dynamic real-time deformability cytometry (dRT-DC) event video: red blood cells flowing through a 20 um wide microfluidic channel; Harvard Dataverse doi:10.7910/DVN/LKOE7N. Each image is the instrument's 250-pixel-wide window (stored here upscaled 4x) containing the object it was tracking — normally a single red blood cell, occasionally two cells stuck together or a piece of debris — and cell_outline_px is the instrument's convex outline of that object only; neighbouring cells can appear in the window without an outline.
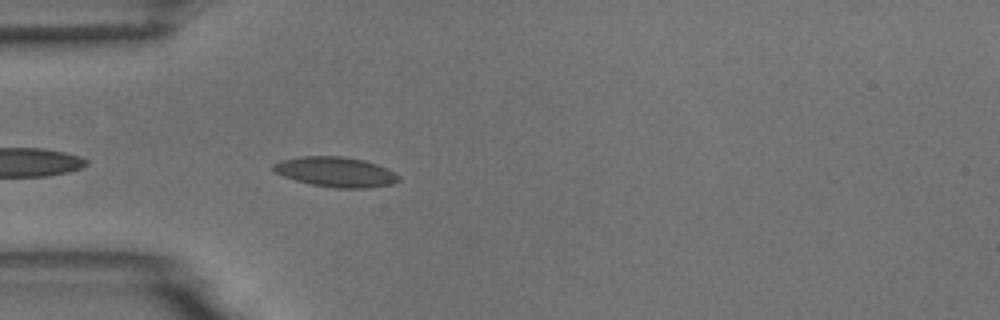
{"species": "common noctule bat (a hibernating species)", "species_latin": "Nyctalus noctula", "temperature_condition": "room temperature", "stored_images_in_passage": 11, "camera_frame_rate_fps": 3000, "um_per_image_px": 0.085, "animal": {"sex": "male", "body_mass_g": 18.8}, "frame": {"image": 1, "passage_image": 1, "time_ms": 0.0, "image_size_px": [1000, 320], "cell_outline_px": [[400, 180], [392, 184], [368, 188], [336, 188], [312, 184], [296, 180], [284, 176], [276, 172], [272, 168], [272, 164], [280, 160], [300, 156], [340, 156], [364, 160], [388, 168], [396, 172], [400, 176]], "centroid_in_image_um": [28.56, 14.61], "position_along_channel_um": 56.4, "area_um2": 21.96}}
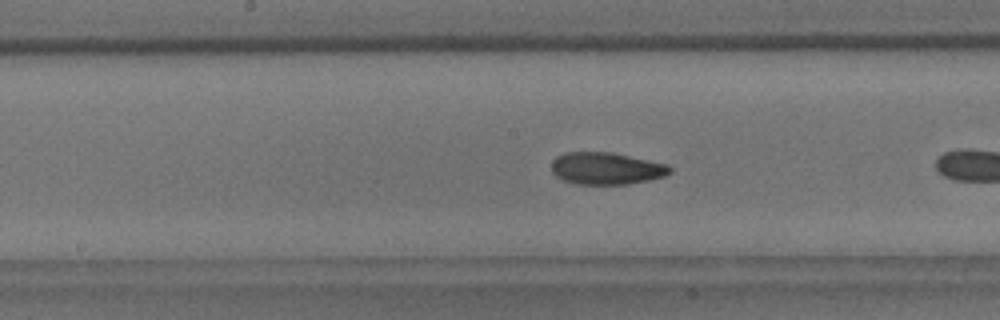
{"frame": {"image": 2, "passage_image": 10, "time_ms": 3.0, "image_size_px": [1000, 320], "cell_outline_px": [[672, 172], [664, 176], [648, 180], [628, 184], [576, 184], [564, 180], [556, 176], [552, 172], [552, 160], [556, 156], [564, 152], [612, 152], [668, 164], [672, 168]], "centroid_in_image_um": [51.53, 14.31], "position_along_channel_um": 196.7, "area_um2": 22.25}}